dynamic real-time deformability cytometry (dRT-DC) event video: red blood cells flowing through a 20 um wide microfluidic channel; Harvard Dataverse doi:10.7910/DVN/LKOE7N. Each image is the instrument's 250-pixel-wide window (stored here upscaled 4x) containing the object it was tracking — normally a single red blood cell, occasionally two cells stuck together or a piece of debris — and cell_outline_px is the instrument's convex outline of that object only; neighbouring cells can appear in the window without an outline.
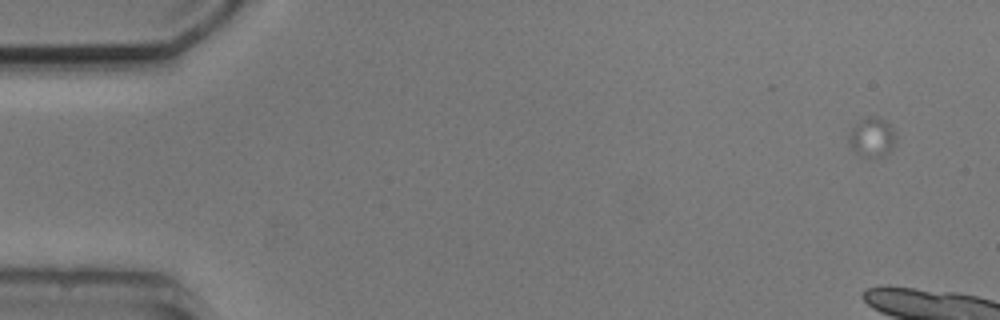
{"species": "common noctule bat (a hibernating species)", "species_latin": "Nyctalus noctula", "temperature_condition": "cold", "stored_images_in_passage": 11, "camera_frame_rate_fps": 3000, "um_per_image_px": 0.085, "animal": {"sex": "male", "body_mass_g": 20.5, "forearm_length_mm": 52.5}, "frame": {"image": 1, "passage_image": 1, "time_ms": 0.0, "image_size_px": [1000, 320], "cell_outline_px": [[896, 140], [892, 148], [888, 152], [880, 156], [864, 156], [856, 152], [848, 144], [848, 136], [852, 128], [860, 120], [868, 116], [876, 116], [884, 120], [892, 128], [896, 136]], "centroid_in_image_um": [74.11, 11.64], "position_along_channel_um": 10.9, "area_um2": 10.58}}